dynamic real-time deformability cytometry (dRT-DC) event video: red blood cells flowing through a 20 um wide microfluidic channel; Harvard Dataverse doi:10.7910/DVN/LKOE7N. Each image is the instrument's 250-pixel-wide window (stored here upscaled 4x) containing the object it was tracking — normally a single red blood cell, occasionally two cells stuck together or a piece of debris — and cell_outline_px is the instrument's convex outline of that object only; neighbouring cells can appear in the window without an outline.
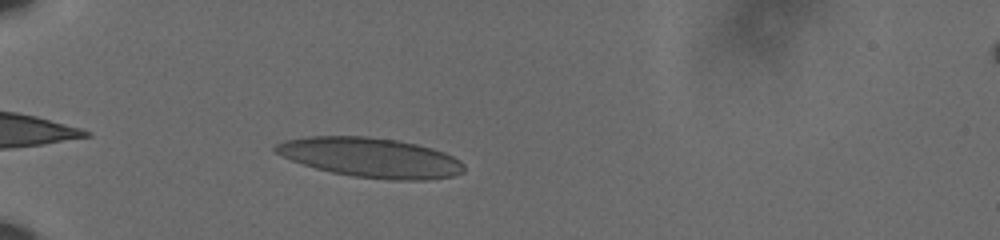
{"species": "human", "species_latin": "Homo sapiens", "temperature_condition": "cold", "stored_images_in_passage": 38, "camera_frame_rate_fps": 3000, "um_per_image_px": 0.085, "donor": {"sex": "male"}, "frame": {"image": 1, "passage_image": 2, "time_ms": 0.333, "image_size_px": [1000, 240], "cell_outline_px": [[464, 172], [452, 176], [428, 180], [392, 180], [352, 176], [332, 172], [316, 168], [280, 156], [272, 148], [276, 144], [284, 140], [308, 136], [368, 136], [396, 140], [416, 144], [432, 148], [444, 152], [460, 160], [464, 164]], "centroid_in_image_um": [31.5, 13.39], "position_along_channel_um": 53.5, "area_um2": 43.58}}
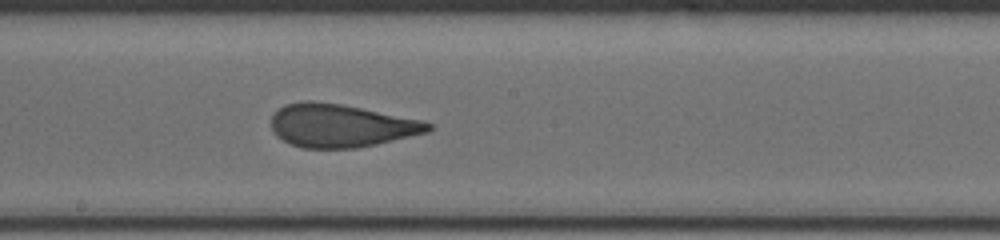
{"frame": {"image": 2, "passage_image": 18, "time_ms": 5.667, "image_size_px": [1000, 240], "cell_outline_px": [[432, 128], [428, 132], [376, 144], [356, 148], [304, 148], [292, 144], [276, 136], [272, 128], [272, 116], [280, 108], [288, 104], [304, 100], [312, 100], [340, 104], [424, 120], [432, 124]], "centroid_in_image_um": [28.99, 10.68], "position_along_channel_um": 219.2, "area_um2": 39.13}}
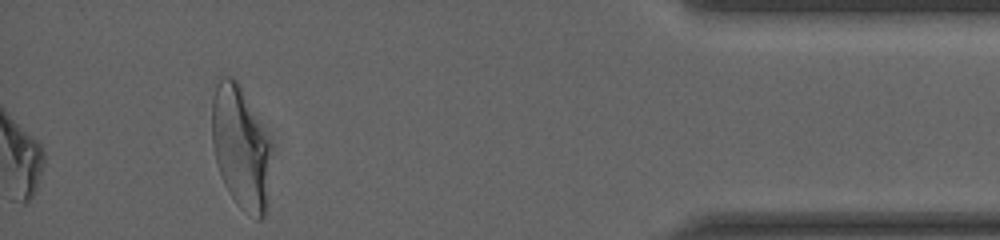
{"frame": {"image": 3, "passage_image": 38, "time_ms": 12.333, "image_size_px": [1000, 240], "cell_outline_px": [[268, 204], [264, 216], [260, 220], [256, 220], [240, 208], [236, 204], [228, 192], [224, 184], [216, 164], [212, 140], [212, 100], [216, 76], [232, 76], [240, 84], [268, 144]], "centroid_in_image_um": [20.38, 12.55], "position_along_channel_um": 414.8, "area_um2": 41.73}, "authors_computed_cell_mechanics": {"area_um2": 39.304, "velocity_mm_per_s": 3.5966, "shape_relaxation_time_tau1_ms": 6.7442, "shape_relaxation_time_tau2_ms": 1.1769, "deformation_change_tau1": 0.2119, "deformation_change_tau2": 0.0968}}